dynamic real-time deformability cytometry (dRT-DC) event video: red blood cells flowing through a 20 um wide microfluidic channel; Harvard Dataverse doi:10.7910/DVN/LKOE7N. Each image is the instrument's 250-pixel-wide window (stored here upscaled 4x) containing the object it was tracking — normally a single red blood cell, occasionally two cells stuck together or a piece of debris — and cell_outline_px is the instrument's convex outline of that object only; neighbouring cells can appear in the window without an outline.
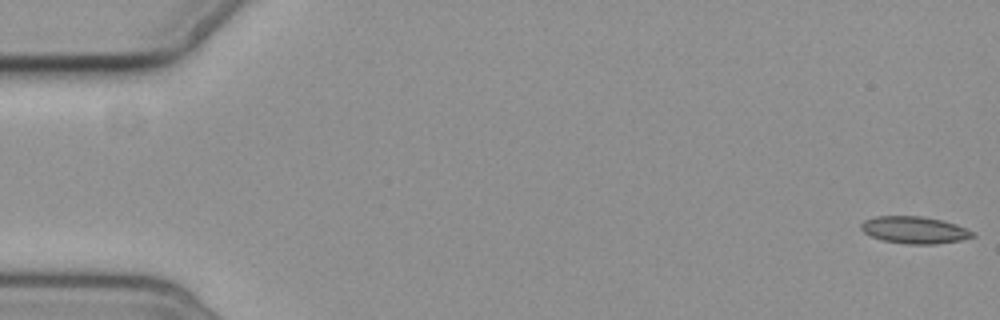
{"species": "common noctule bat (a hibernating species)", "species_latin": "Nyctalus noctula", "temperature_condition": "cold", "stored_images_in_passage": 7, "camera_frame_rate_fps": 3000, "um_per_image_px": 0.085, "animal": {"sex": "female", "body_mass_g": 19.3, "forearm_length_mm": 54.1}, "frame": {"image": 1, "passage_image": 1, "time_ms": 0.0, "image_size_px": [1000, 320], "cell_outline_px": [[976, 236], [960, 240], [936, 244], [904, 244], [884, 240], [872, 236], [864, 232], [860, 228], [860, 224], [864, 220], [876, 216], [924, 216], [944, 220], [956, 224], [976, 232]], "centroid_in_image_um": [77.76, 19.54], "position_along_channel_um": 7.2, "area_um2": 17.74}}
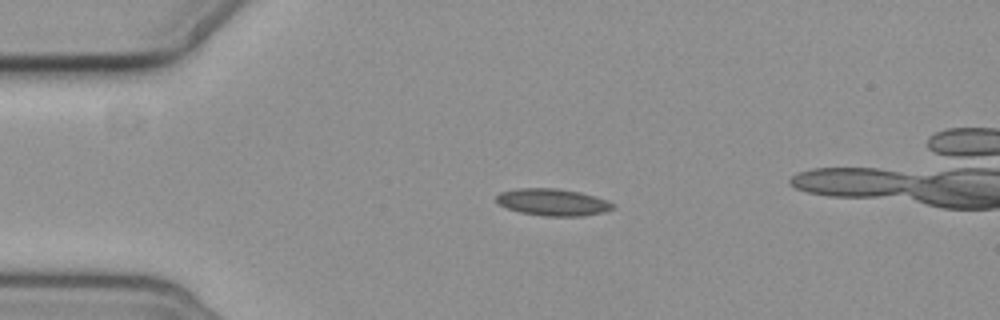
{"frame": {"image": 2, "passage_image": 5, "time_ms": 4.333, "image_size_px": [1000, 320], "cell_outline_px": [[616, 208], [604, 212], [584, 216], [544, 216], [520, 212], [496, 204], [496, 196], [500, 192], [516, 188], [556, 188], [580, 192], [608, 200], [616, 204]], "centroid_in_image_um": [47.0, 17.19], "position_along_channel_um": 38.0, "area_um2": 18.55}}